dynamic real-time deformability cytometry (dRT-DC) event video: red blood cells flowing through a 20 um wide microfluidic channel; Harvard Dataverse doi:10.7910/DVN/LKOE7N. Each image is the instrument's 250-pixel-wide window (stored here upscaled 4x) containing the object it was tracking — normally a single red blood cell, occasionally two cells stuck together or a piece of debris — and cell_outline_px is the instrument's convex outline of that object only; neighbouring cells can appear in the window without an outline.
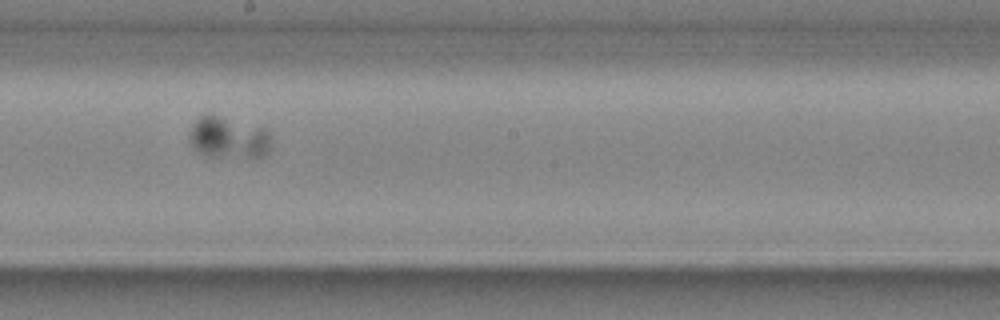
{"species": "common noctule bat (a hibernating species)", "species_latin": "Nyctalus noctula", "temperature_condition": "cold", "stored_images_in_passage": 31, "camera_frame_rate_fps": 3000, "um_per_image_px": 0.085, "animal": {"sex": "male", "body_mass_g": 20.4}, "frame": {"image": 1, "passage_image": 15, "time_ms": 4.667, "image_size_px": [1000, 320], "cell_outline_px": [[272, 140], [268, 152], [264, 156], [212, 156], [200, 152], [192, 144], [188, 136], [192, 124], [200, 116], [208, 112], [212, 112], [260, 128], [268, 132]], "centroid_in_image_um": [19.39, 11.65], "position_along_channel_um": 228.8, "area_um2": 19.65}}
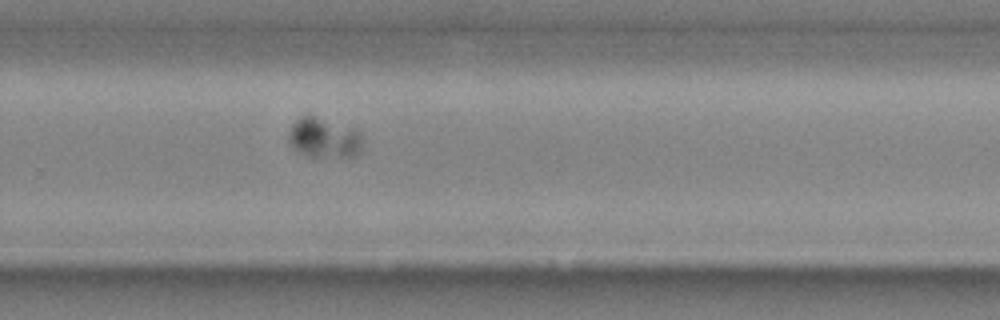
{"frame": {"image": 2, "passage_image": 20, "time_ms": 6.333, "image_size_px": [1000, 320], "cell_outline_px": [[360, 148], [356, 156], [308, 156], [300, 152], [288, 140], [288, 136], [292, 124], [300, 116], [308, 112], [352, 128], [360, 132]], "centroid_in_image_um": [27.5, 11.66], "position_along_channel_um": 302.3, "area_um2": 17.11}}
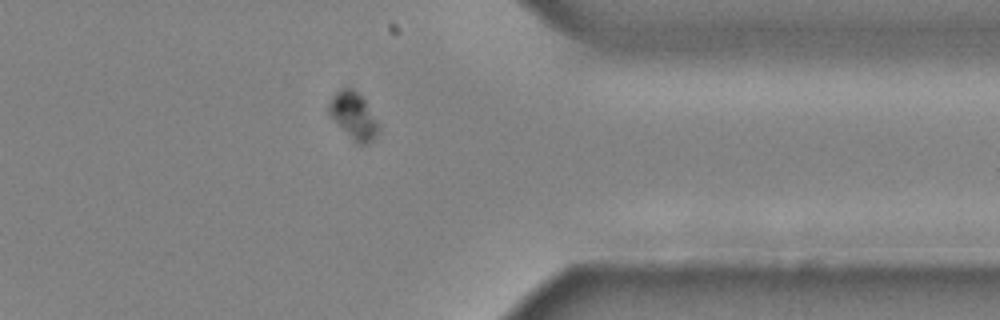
{"frame": {"image": 3, "passage_image": 26, "time_ms": 8.333, "image_size_px": [1000, 320], "cell_outline_px": [[376, 132], [372, 140], [368, 144], [360, 144], [352, 140], [328, 112], [328, 104], [332, 96], [336, 92], [344, 88], [352, 88], [364, 100], [376, 124]], "centroid_in_image_um": [29.98, 9.83], "position_along_channel_um": 381.4, "area_um2": 12.66}}